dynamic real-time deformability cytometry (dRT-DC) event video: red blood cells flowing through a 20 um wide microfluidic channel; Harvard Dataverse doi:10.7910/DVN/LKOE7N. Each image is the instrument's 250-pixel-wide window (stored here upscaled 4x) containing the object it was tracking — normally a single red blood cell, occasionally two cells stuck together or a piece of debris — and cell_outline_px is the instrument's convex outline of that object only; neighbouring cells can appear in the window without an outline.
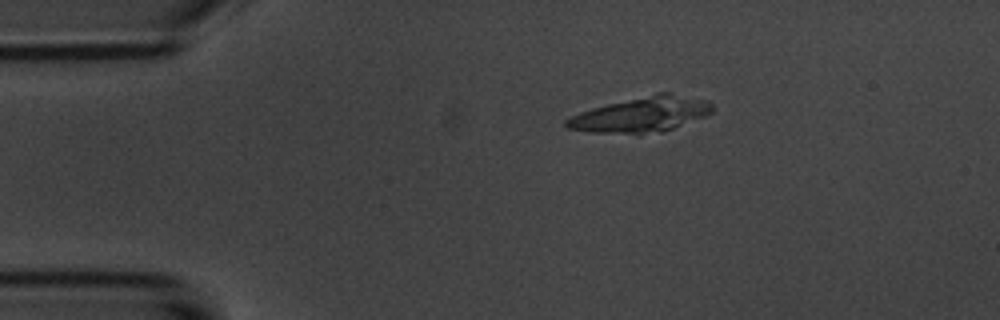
{"species": "common noctule bat (a hibernating species)", "species_latin": "Nyctalus noctula", "temperature_condition": "room temperature", "stored_images_in_passage": 45, "camera_frame_rate_fps": 3000, "um_per_image_px": 0.085, "animal": {"sex": "male", "body_mass_g": 20.1, "forearm_length_mm": 53.5}, "frame": {"image": 1, "passage_image": 1, "time_ms": 0.0, "image_size_px": [1000, 320], "cell_outline_px": [[712, 112], [708, 116], [660, 132], [588, 132], [568, 128], [564, 124], [564, 120], [580, 112], [592, 108], [656, 92], [668, 92], [704, 100], [712, 104]], "centroid_in_image_um": [54.53, 9.71], "position_along_channel_um": 30.5, "area_um2": 29.36}}